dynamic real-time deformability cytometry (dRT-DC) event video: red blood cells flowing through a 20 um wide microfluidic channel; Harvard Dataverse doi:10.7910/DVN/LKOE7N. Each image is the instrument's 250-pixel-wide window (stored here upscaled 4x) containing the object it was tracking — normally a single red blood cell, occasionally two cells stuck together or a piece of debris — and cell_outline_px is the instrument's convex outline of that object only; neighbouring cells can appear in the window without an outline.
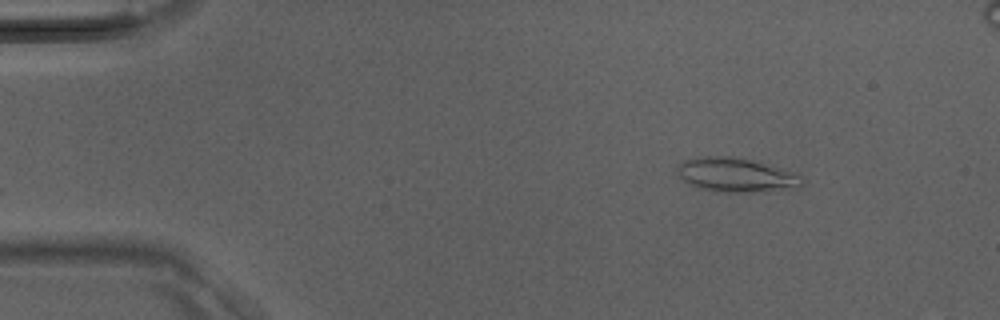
{"species": "Egyptian fruit bat (a non-hibernating species)", "species_latin": "Rousettus aegyptiacus", "temperature_condition": "room temperature", "stored_images_in_passage": 41, "camera_frame_rate_fps": 3000, "um_per_image_px": 0.085, "animal": {"sex": "male"}, "frame": {"image": 1, "passage_image": 6, "time_ms": 1.667, "image_size_px": [1000, 320], "cell_outline_px": [[804, 184], [800, 188], [752, 192], [716, 192], [696, 188], [688, 184], [676, 172], [680, 164], [684, 160], [696, 156], [732, 156], [752, 160], [800, 176]], "centroid_in_image_um": [62.49, 14.89], "position_along_channel_um": 22.5, "area_um2": 24.74}}
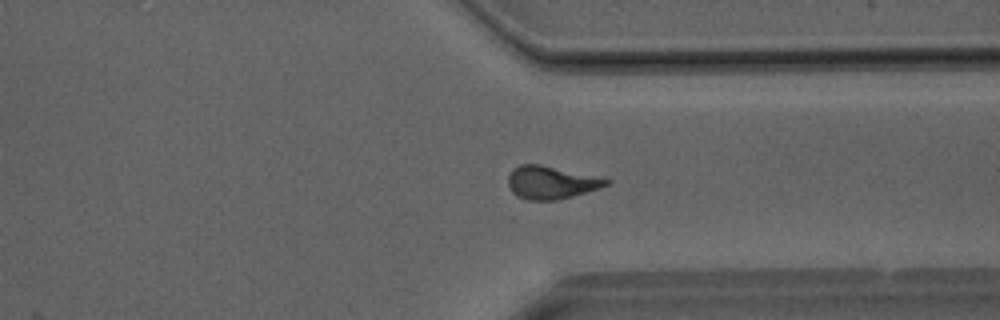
{"frame": {"image": 2, "passage_image": 31, "time_ms": 10.0, "image_size_px": [1000, 320], "cell_outline_px": [[612, 180], [608, 184], [600, 188], [572, 196], [556, 200], [528, 200], [516, 196], [508, 188], [508, 176], [512, 168], [520, 164], [540, 164]], "centroid_in_image_um": [46.79, 15.51], "position_along_channel_um": 364.6, "area_um2": 18.73}}
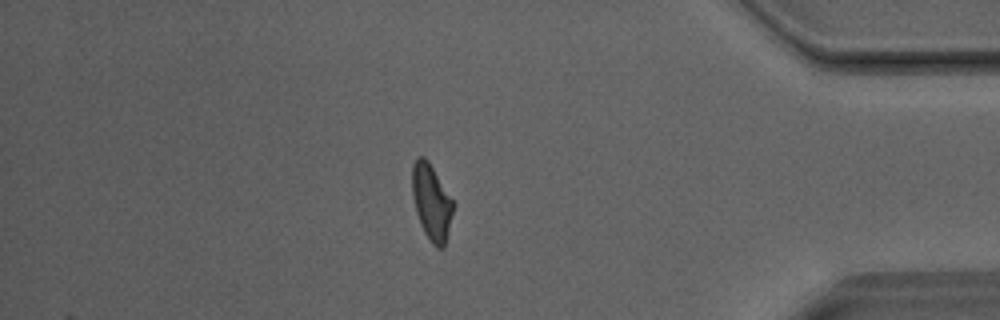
{"frame": {"image": 3, "passage_image": 35, "time_ms": 11.333, "image_size_px": [1000, 320], "cell_outline_px": [[456, 204], [444, 248], [436, 248], [432, 244], [424, 232], [420, 224], [416, 212], [412, 196], [412, 164], [416, 156], [424, 156], [428, 160]], "centroid_in_image_um": [36.69, 17.18], "position_along_channel_um": 398.5, "area_um2": 18.55}}